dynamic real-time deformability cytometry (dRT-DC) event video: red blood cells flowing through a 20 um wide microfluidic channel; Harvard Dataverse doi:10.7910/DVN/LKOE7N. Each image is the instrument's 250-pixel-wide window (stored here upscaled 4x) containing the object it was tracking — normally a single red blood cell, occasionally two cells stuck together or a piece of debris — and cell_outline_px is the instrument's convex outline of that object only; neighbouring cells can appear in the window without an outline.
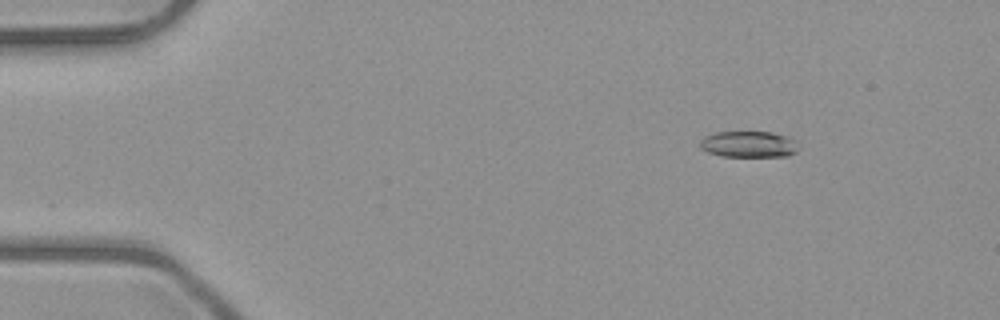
{"species": "common noctule bat (a hibernating species)", "species_latin": "Nyctalus noctula", "temperature_condition": "room temperature", "stored_images_in_passage": 52, "camera_frame_rate_fps": 3000, "um_per_image_px": 0.085, "animal": {"sex": "male", "body_mass_g": 23.1, "forearm_length_mm": 52.7}, "frame": {"image": 1, "passage_image": 7, "time_ms": 2.0, "image_size_px": [1000, 320], "cell_outline_px": [[796, 152], [788, 156], [720, 156], [708, 152], [700, 148], [700, 140], [704, 136], [716, 132], [772, 132], [796, 140]], "centroid_in_image_um": [63.6, 12.26], "position_along_channel_um": 21.4, "area_um2": 14.97}}
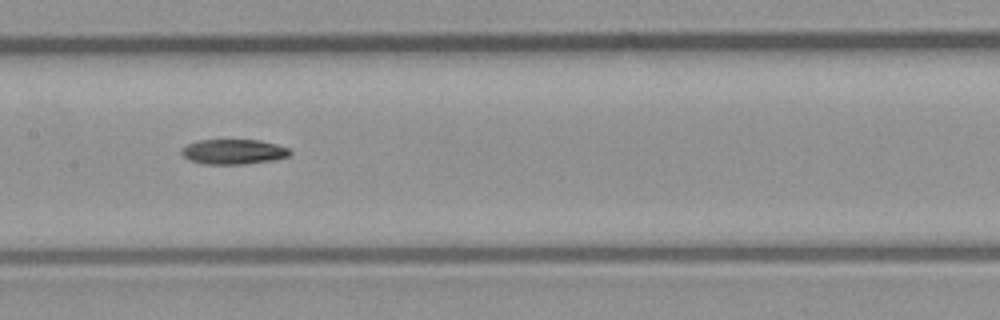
{"frame": {"image": 2, "passage_image": 26, "time_ms": 8.333, "image_size_px": [1000, 320], "cell_outline_px": [[292, 152], [288, 156], [276, 160], [244, 164], [204, 164], [188, 160], [180, 152], [188, 144], [200, 140], [260, 140], [276, 144], [288, 148]], "centroid_in_image_um": [19.87, 12.9], "position_along_channel_um": 187.5, "area_um2": 15.78}}
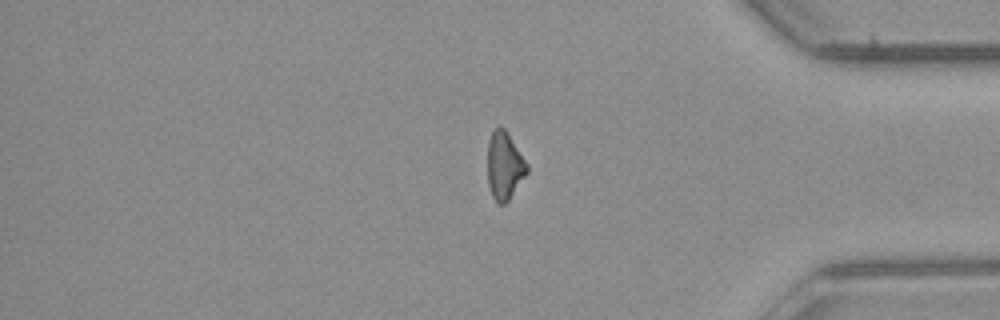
{"frame": {"image": 3, "passage_image": 43, "time_ms": 14.0, "image_size_px": [1000, 320], "cell_outline_px": [[528, 172], [508, 200], [504, 204], [500, 204], [492, 196], [488, 184], [488, 140], [492, 132], [496, 128], [504, 128], [508, 132], [528, 164]], "centroid_in_image_um": [42.88, 14.07], "position_along_channel_um": 392.3, "area_um2": 15.43}, "authors_computed_cell_mechanics": {"area_um2": 16.0106, "velocity_mm_per_s": 4.0342, "shape_relaxation_time_tau1_ms": 6.5861, "shape_relaxation_time_tau2_ms": null, "deformation_change_tau1": 0.1897, "deformation_change_tau2": null}}